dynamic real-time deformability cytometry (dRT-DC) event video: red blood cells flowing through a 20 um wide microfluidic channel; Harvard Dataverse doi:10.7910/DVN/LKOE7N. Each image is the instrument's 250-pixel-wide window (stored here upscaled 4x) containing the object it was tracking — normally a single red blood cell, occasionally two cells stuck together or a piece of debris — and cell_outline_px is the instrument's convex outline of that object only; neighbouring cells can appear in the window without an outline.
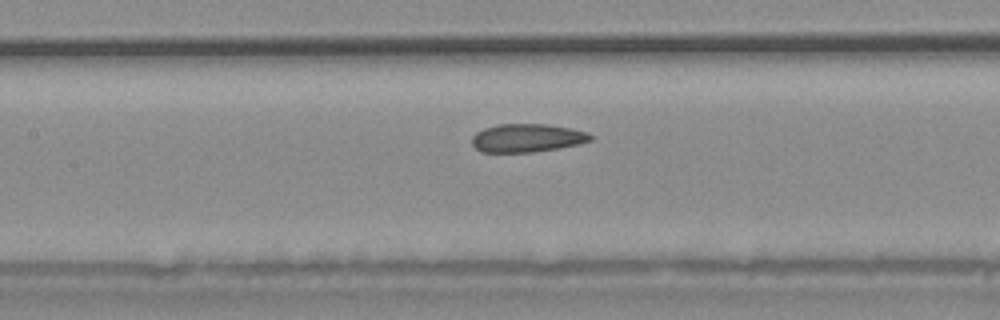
{"species": "common noctule bat (a hibernating species)", "species_latin": "Nyctalus noctula", "temperature_condition": "warm", "stored_images_in_passage": 32, "camera_frame_rate_fps": 3000, "um_per_image_px": 0.085, "animal": {"sex": "male", "body_mass_g": 20.4}, "frame": {"image": 1, "passage_image": 10, "time_ms": 3.0, "image_size_px": [1000, 320], "cell_outline_px": [[596, 136], [592, 140], [580, 144], [560, 148], [532, 152], [480, 152], [472, 144], [472, 136], [476, 132], [484, 128], [500, 124], [548, 124], [572, 128], [588, 132]], "centroid_in_image_um": [44.85, 11.72], "position_along_channel_um": 162.5, "area_um2": 19.83}}